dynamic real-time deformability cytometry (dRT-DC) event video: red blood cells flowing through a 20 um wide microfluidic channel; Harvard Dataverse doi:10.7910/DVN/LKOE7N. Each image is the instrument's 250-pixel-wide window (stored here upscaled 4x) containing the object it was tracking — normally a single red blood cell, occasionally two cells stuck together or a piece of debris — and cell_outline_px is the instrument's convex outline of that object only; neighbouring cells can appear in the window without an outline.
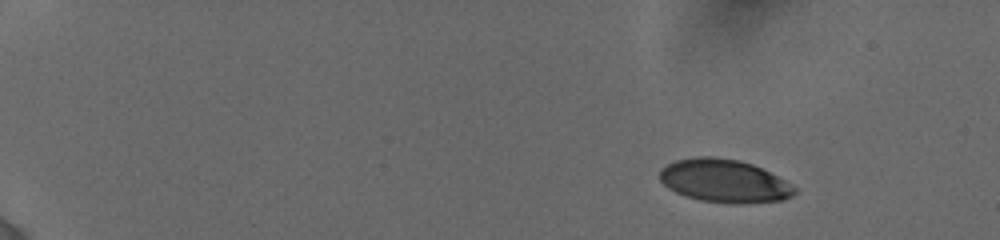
{"species": "human", "species_latin": "Homo sapiens", "temperature_condition": "cold", "stored_images_in_passage": 12, "camera_frame_rate_fps": 3000, "um_per_image_px": 0.085, "donor": {"sex": "female"}, "frame": {"image": 1, "passage_image": 1, "time_ms": 0.0, "image_size_px": [1000, 240], "cell_outline_px": [[796, 192], [792, 196], [780, 200], [736, 204], [732, 204], [700, 200], [676, 192], [668, 188], [660, 180], [660, 168], [676, 160], [696, 156], [712, 156], [740, 160], [752, 164], [784, 180], [796, 188]], "centroid_in_image_um": [61.53, 15.37], "position_along_channel_um": 23.5, "area_um2": 33.64}}
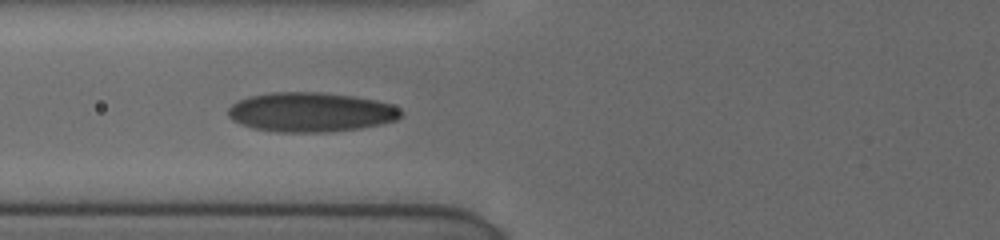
{"frame": {"image": 2, "passage_image": 9, "time_ms": 5.667, "image_size_px": [1000, 240], "cell_outline_px": [[404, 112], [396, 120], [380, 124], [360, 128], [328, 132], [276, 132], [252, 128], [232, 120], [228, 116], [228, 108], [232, 104], [248, 96], [272, 92], [320, 92], [352, 96], [376, 100], [392, 104], [400, 108]], "centroid_in_image_um": [26.42, 9.53], "position_along_channel_um": 99.4, "area_um2": 39.88}}
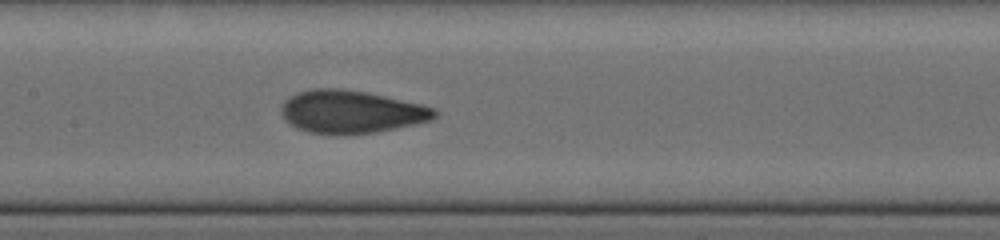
{"frame": {"image": 3, "passage_image": 12, "time_ms": 7.667, "image_size_px": [1000, 240], "cell_outline_px": [[440, 112], [432, 120], [416, 124], [376, 132], [344, 136], [308, 132], [296, 128], [284, 120], [280, 112], [280, 108], [284, 100], [288, 96], [296, 92], [312, 88], [344, 88], [368, 92], [420, 104], [436, 108]], "centroid_in_image_um": [29.82, 9.5], "position_along_channel_um": 177.6, "area_um2": 39.13}}